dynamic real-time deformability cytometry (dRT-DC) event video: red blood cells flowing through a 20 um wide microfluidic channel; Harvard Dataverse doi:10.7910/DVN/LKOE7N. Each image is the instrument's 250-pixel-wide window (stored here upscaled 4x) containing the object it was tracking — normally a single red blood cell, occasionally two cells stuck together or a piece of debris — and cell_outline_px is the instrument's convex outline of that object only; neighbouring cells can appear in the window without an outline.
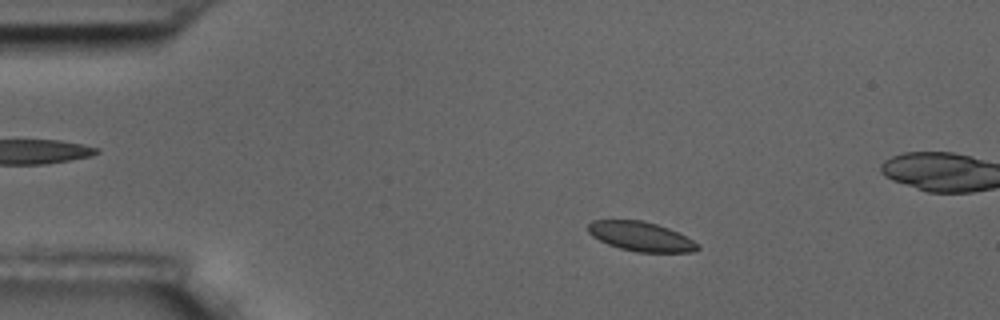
{"species": "common noctule bat (a hibernating species)", "species_latin": "Nyctalus noctula", "temperature_condition": "room temperature", "stored_images_in_passage": 58, "camera_frame_rate_fps": 3000, "um_per_image_px": 0.085, "animal": {"sex": "male", "body_mass_g": 17.5, "forearm_length_mm": 52.3}, "frame": {"image": 1, "passage_image": 10, "time_ms": 3.0, "image_size_px": [1000, 320], "cell_outline_px": [[700, 248], [692, 252], [636, 252], [620, 248], [608, 244], [592, 236], [588, 232], [588, 224], [592, 220], [640, 220], [656, 224], [668, 228], [700, 244]], "centroid_in_image_um": [54.46, 20.1], "position_along_channel_um": 30.5, "area_um2": 18.61}}
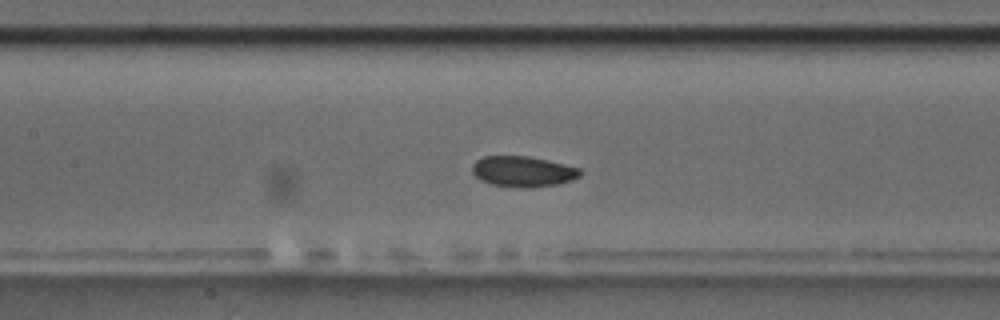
{"frame": {"image": 2, "passage_image": 26, "time_ms": 8.333, "image_size_px": [1000, 320], "cell_outline_px": [[584, 172], [580, 176], [572, 180], [556, 184], [528, 188], [492, 184], [480, 180], [472, 172], [472, 164], [476, 160], [484, 156], [528, 156], [548, 160], [580, 168]], "centroid_in_image_um": [44.46, 14.56], "position_along_channel_um": 162.9, "area_um2": 19.25}}
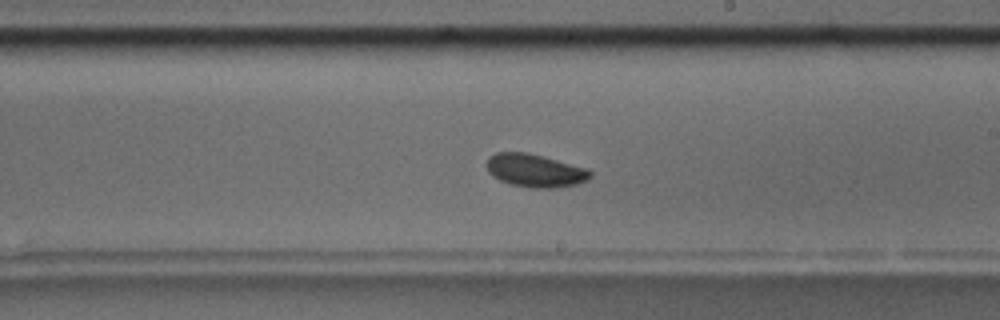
{"frame": {"image": 3, "passage_image": 33, "time_ms": 10.667, "image_size_px": [1000, 320], "cell_outline_px": [[592, 176], [588, 180], [576, 184], [556, 188], [532, 188], [512, 184], [500, 180], [492, 176], [488, 172], [488, 156], [496, 152], [528, 152], [544, 156], [588, 168], [592, 172]], "centroid_in_image_um": [45.51, 14.49], "position_along_channel_um": 243.5, "area_um2": 20.11}}